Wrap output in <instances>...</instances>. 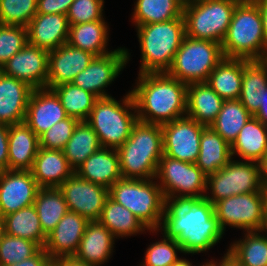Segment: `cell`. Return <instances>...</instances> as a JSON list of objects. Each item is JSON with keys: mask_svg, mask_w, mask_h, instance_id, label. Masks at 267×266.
Segmentation results:
<instances>
[{"mask_svg": "<svg viewBox=\"0 0 267 266\" xmlns=\"http://www.w3.org/2000/svg\"><path fill=\"white\" fill-rule=\"evenodd\" d=\"M261 231H246L243 239L233 242L227 253L239 266H267V237Z\"/></svg>", "mask_w": 267, "mask_h": 266, "instance_id": "37", "label": "cell"}, {"mask_svg": "<svg viewBox=\"0 0 267 266\" xmlns=\"http://www.w3.org/2000/svg\"><path fill=\"white\" fill-rule=\"evenodd\" d=\"M68 210L85 217L88 221L100 219L109 189L103 185L86 181L75 172L59 187Z\"/></svg>", "mask_w": 267, "mask_h": 266, "instance_id": "15", "label": "cell"}, {"mask_svg": "<svg viewBox=\"0 0 267 266\" xmlns=\"http://www.w3.org/2000/svg\"><path fill=\"white\" fill-rule=\"evenodd\" d=\"M74 0H37V13L67 15Z\"/></svg>", "mask_w": 267, "mask_h": 266, "instance_id": "47", "label": "cell"}, {"mask_svg": "<svg viewBox=\"0 0 267 266\" xmlns=\"http://www.w3.org/2000/svg\"><path fill=\"white\" fill-rule=\"evenodd\" d=\"M52 262L49 255L41 248L34 256L25 259L19 263L10 264L6 266H48Z\"/></svg>", "mask_w": 267, "mask_h": 266, "instance_id": "49", "label": "cell"}, {"mask_svg": "<svg viewBox=\"0 0 267 266\" xmlns=\"http://www.w3.org/2000/svg\"><path fill=\"white\" fill-rule=\"evenodd\" d=\"M155 180L159 182L165 198L188 196L201 199L206 193L207 176L195 163L166 155L159 161Z\"/></svg>", "mask_w": 267, "mask_h": 266, "instance_id": "11", "label": "cell"}, {"mask_svg": "<svg viewBox=\"0 0 267 266\" xmlns=\"http://www.w3.org/2000/svg\"><path fill=\"white\" fill-rule=\"evenodd\" d=\"M78 123V119L69 116L55 123L39 137V147L63 151Z\"/></svg>", "mask_w": 267, "mask_h": 266, "instance_id": "45", "label": "cell"}, {"mask_svg": "<svg viewBox=\"0 0 267 266\" xmlns=\"http://www.w3.org/2000/svg\"><path fill=\"white\" fill-rule=\"evenodd\" d=\"M101 224L109 229V231L117 237H127L141 234L145 230L151 233L159 232L158 230H148L144 224L127 208L114 201L110 196L107 197L100 219Z\"/></svg>", "mask_w": 267, "mask_h": 266, "instance_id": "33", "label": "cell"}, {"mask_svg": "<svg viewBox=\"0 0 267 266\" xmlns=\"http://www.w3.org/2000/svg\"><path fill=\"white\" fill-rule=\"evenodd\" d=\"M159 231L175 239L185 254L203 253L216 245L225 233L215 215L214 205L205 198H165Z\"/></svg>", "mask_w": 267, "mask_h": 266, "instance_id": "1", "label": "cell"}, {"mask_svg": "<svg viewBox=\"0 0 267 266\" xmlns=\"http://www.w3.org/2000/svg\"><path fill=\"white\" fill-rule=\"evenodd\" d=\"M130 92L139 121L162 125L186 116L187 85L167 72L138 74Z\"/></svg>", "mask_w": 267, "mask_h": 266, "instance_id": "2", "label": "cell"}, {"mask_svg": "<svg viewBox=\"0 0 267 266\" xmlns=\"http://www.w3.org/2000/svg\"><path fill=\"white\" fill-rule=\"evenodd\" d=\"M252 115L239 99L225 100L215 121L210 125L230 145Z\"/></svg>", "mask_w": 267, "mask_h": 266, "instance_id": "39", "label": "cell"}, {"mask_svg": "<svg viewBox=\"0 0 267 266\" xmlns=\"http://www.w3.org/2000/svg\"><path fill=\"white\" fill-rule=\"evenodd\" d=\"M122 178L155 179L163 153L161 125L137 121L130 137L116 149Z\"/></svg>", "mask_w": 267, "mask_h": 266, "instance_id": "3", "label": "cell"}, {"mask_svg": "<svg viewBox=\"0 0 267 266\" xmlns=\"http://www.w3.org/2000/svg\"><path fill=\"white\" fill-rule=\"evenodd\" d=\"M56 266H94L86 263H81L72 258H61L56 260Z\"/></svg>", "mask_w": 267, "mask_h": 266, "instance_id": "54", "label": "cell"}, {"mask_svg": "<svg viewBox=\"0 0 267 266\" xmlns=\"http://www.w3.org/2000/svg\"><path fill=\"white\" fill-rule=\"evenodd\" d=\"M227 58L262 60L267 53L262 16L254 0H240L221 43Z\"/></svg>", "mask_w": 267, "mask_h": 266, "instance_id": "4", "label": "cell"}, {"mask_svg": "<svg viewBox=\"0 0 267 266\" xmlns=\"http://www.w3.org/2000/svg\"><path fill=\"white\" fill-rule=\"evenodd\" d=\"M101 147L98 135L91 126L86 121H79L63 152L68 164L75 171Z\"/></svg>", "mask_w": 267, "mask_h": 266, "instance_id": "35", "label": "cell"}, {"mask_svg": "<svg viewBox=\"0 0 267 266\" xmlns=\"http://www.w3.org/2000/svg\"><path fill=\"white\" fill-rule=\"evenodd\" d=\"M94 57L92 53L71 47L68 43L49 51L46 88L71 83Z\"/></svg>", "mask_w": 267, "mask_h": 266, "instance_id": "19", "label": "cell"}, {"mask_svg": "<svg viewBox=\"0 0 267 266\" xmlns=\"http://www.w3.org/2000/svg\"><path fill=\"white\" fill-rule=\"evenodd\" d=\"M123 98L122 103L112 96L99 98L86 120L98 135L102 147L117 149L122 146L138 121L131 92Z\"/></svg>", "mask_w": 267, "mask_h": 266, "instance_id": "6", "label": "cell"}, {"mask_svg": "<svg viewBox=\"0 0 267 266\" xmlns=\"http://www.w3.org/2000/svg\"><path fill=\"white\" fill-rule=\"evenodd\" d=\"M205 265H206V263H204L201 266H205ZM171 266H193V265H192V262L190 263V261H188L186 259L179 258Z\"/></svg>", "mask_w": 267, "mask_h": 266, "instance_id": "55", "label": "cell"}, {"mask_svg": "<svg viewBox=\"0 0 267 266\" xmlns=\"http://www.w3.org/2000/svg\"><path fill=\"white\" fill-rule=\"evenodd\" d=\"M34 88L0 71V124L25 122L27 106Z\"/></svg>", "mask_w": 267, "mask_h": 266, "instance_id": "21", "label": "cell"}, {"mask_svg": "<svg viewBox=\"0 0 267 266\" xmlns=\"http://www.w3.org/2000/svg\"><path fill=\"white\" fill-rule=\"evenodd\" d=\"M105 20L81 23L69 26L67 43L74 48L101 56L110 53L108 51V25Z\"/></svg>", "mask_w": 267, "mask_h": 266, "instance_id": "32", "label": "cell"}, {"mask_svg": "<svg viewBox=\"0 0 267 266\" xmlns=\"http://www.w3.org/2000/svg\"><path fill=\"white\" fill-rule=\"evenodd\" d=\"M204 127L187 116L162 124L164 155L196 163Z\"/></svg>", "mask_w": 267, "mask_h": 266, "instance_id": "14", "label": "cell"}, {"mask_svg": "<svg viewBox=\"0 0 267 266\" xmlns=\"http://www.w3.org/2000/svg\"><path fill=\"white\" fill-rule=\"evenodd\" d=\"M240 0H205L185 5L186 36L222 43Z\"/></svg>", "mask_w": 267, "mask_h": 266, "instance_id": "8", "label": "cell"}, {"mask_svg": "<svg viewBox=\"0 0 267 266\" xmlns=\"http://www.w3.org/2000/svg\"><path fill=\"white\" fill-rule=\"evenodd\" d=\"M67 117L59 97L52 89H33L27 106L25 123L38 137Z\"/></svg>", "mask_w": 267, "mask_h": 266, "instance_id": "20", "label": "cell"}, {"mask_svg": "<svg viewBox=\"0 0 267 266\" xmlns=\"http://www.w3.org/2000/svg\"><path fill=\"white\" fill-rule=\"evenodd\" d=\"M48 266H56V260L52 261Z\"/></svg>", "mask_w": 267, "mask_h": 266, "instance_id": "60", "label": "cell"}, {"mask_svg": "<svg viewBox=\"0 0 267 266\" xmlns=\"http://www.w3.org/2000/svg\"><path fill=\"white\" fill-rule=\"evenodd\" d=\"M39 149V137L25 123L9 126L8 170L31 171Z\"/></svg>", "mask_w": 267, "mask_h": 266, "instance_id": "24", "label": "cell"}, {"mask_svg": "<svg viewBox=\"0 0 267 266\" xmlns=\"http://www.w3.org/2000/svg\"><path fill=\"white\" fill-rule=\"evenodd\" d=\"M263 61H264V63L267 65V53H266V55L263 57V59H262Z\"/></svg>", "mask_w": 267, "mask_h": 266, "instance_id": "59", "label": "cell"}, {"mask_svg": "<svg viewBox=\"0 0 267 266\" xmlns=\"http://www.w3.org/2000/svg\"><path fill=\"white\" fill-rule=\"evenodd\" d=\"M104 0H74L67 13L69 26L104 20Z\"/></svg>", "mask_w": 267, "mask_h": 266, "instance_id": "46", "label": "cell"}, {"mask_svg": "<svg viewBox=\"0 0 267 266\" xmlns=\"http://www.w3.org/2000/svg\"><path fill=\"white\" fill-rule=\"evenodd\" d=\"M260 166V179L263 189L267 192V154L259 162Z\"/></svg>", "mask_w": 267, "mask_h": 266, "instance_id": "53", "label": "cell"}, {"mask_svg": "<svg viewBox=\"0 0 267 266\" xmlns=\"http://www.w3.org/2000/svg\"><path fill=\"white\" fill-rule=\"evenodd\" d=\"M207 82L187 85L186 116L200 124L210 126L224 103Z\"/></svg>", "mask_w": 267, "mask_h": 266, "instance_id": "27", "label": "cell"}, {"mask_svg": "<svg viewBox=\"0 0 267 266\" xmlns=\"http://www.w3.org/2000/svg\"><path fill=\"white\" fill-rule=\"evenodd\" d=\"M37 14V0H0V24L27 27Z\"/></svg>", "mask_w": 267, "mask_h": 266, "instance_id": "41", "label": "cell"}, {"mask_svg": "<svg viewBox=\"0 0 267 266\" xmlns=\"http://www.w3.org/2000/svg\"><path fill=\"white\" fill-rule=\"evenodd\" d=\"M49 51L27 43L0 69L7 76L28 83L32 88H46Z\"/></svg>", "mask_w": 267, "mask_h": 266, "instance_id": "17", "label": "cell"}, {"mask_svg": "<svg viewBox=\"0 0 267 266\" xmlns=\"http://www.w3.org/2000/svg\"><path fill=\"white\" fill-rule=\"evenodd\" d=\"M5 234L36 242L41 248L46 242L38 214L33 205L4 216Z\"/></svg>", "mask_w": 267, "mask_h": 266, "instance_id": "36", "label": "cell"}, {"mask_svg": "<svg viewBox=\"0 0 267 266\" xmlns=\"http://www.w3.org/2000/svg\"><path fill=\"white\" fill-rule=\"evenodd\" d=\"M155 179L121 178L109 188V196L130 210L148 230L162 223L165 197Z\"/></svg>", "mask_w": 267, "mask_h": 266, "instance_id": "7", "label": "cell"}, {"mask_svg": "<svg viewBox=\"0 0 267 266\" xmlns=\"http://www.w3.org/2000/svg\"><path fill=\"white\" fill-rule=\"evenodd\" d=\"M267 87V65L263 60L243 59L240 102L254 116L263 104Z\"/></svg>", "mask_w": 267, "mask_h": 266, "instance_id": "28", "label": "cell"}, {"mask_svg": "<svg viewBox=\"0 0 267 266\" xmlns=\"http://www.w3.org/2000/svg\"><path fill=\"white\" fill-rule=\"evenodd\" d=\"M115 238L99 221H89L73 258L81 263L101 266L111 258Z\"/></svg>", "mask_w": 267, "mask_h": 266, "instance_id": "23", "label": "cell"}, {"mask_svg": "<svg viewBox=\"0 0 267 266\" xmlns=\"http://www.w3.org/2000/svg\"><path fill=\"white\" fill-rule=\"evenodd\" d=\"M206 266H239V264L226 252L219 263L211 260L206 263Z\"/></svg>", "mask_w": 267, "mask_h": 266, "instance_id": "52", "label": "cell"}, {"mask_svg": "<svg viewBox=\"0 0 267 266\" xmlns=\"http://www.w3.org/2000/svg\"><path fill=\"white\" fill-rule=\"evenodd\" d=\"M27 43V27L0 24V69Z\"/></svg>", "mask_w": 267, "mask_h": 266, "instance_id": "44", "label": "cell"}, {"mask_svg": "<svg viewBox=\"0 0 267 266\" xmlns=\"http://www.w3.org/2000/svg\"><path fill=\"white\" fill-rule=\"evenodd\" d=\"M231 145L211 126H205L200 139V151L196 165L206 175L216 173L233 159Z\"/></svg>", "mask_w": 267, "mask_h": 266, "instance_id": "29", "label": "cell"}, {"mask_svg": "<svg viewBox=\"0 0 267 266\" xmlns=\"http://www.w3.org/2000/svg\"><path fill=\"white\" fill-rule=\"evenodd\" d=\"M262 189L259 163L231 159L222 169L207 176L204 198L214 205L233 195L260 192Z\"/></svg>", "mask_w": 267, "mask_h": 266, "instance_id": "10", "label": "cell"}, {"mask_svg": "<svg viewBox=\"0 0 267 266\" xmlns=\"http://www.w3.org/2000/svg\"><path fill=\"white\" fill-rule=\"evenodd\" d=\"M254 117H256L263 125L267 126V87L264 92L263 104H261Z\"/></svg>", "mask_w": 267, "mask_h": 266, "instance_id": "50", "label": "cell"}, {"mask_svg": "<svg viewBox=\"0 0 267 266\" xmlns=\"http://www.w3.org/2000/svg\"><path fill=\"white\" fill-rule=\"evenodd\" d=\"M132 21L135 27L159 23L183 17L184 5L181 0H136Z\"/></svg>", "mask_w": 267, "mask_h": 266, "instance_id": "38", "label": "cell"}, {"mask_svg": "<svg viewBox=\"0 0 267 266\" xmlns=\"http://www.w3.org/2000/svg\"><path fill=\"white\" fill-rule=\"evenodd\" d=\"M40 249L36 242L5 234L0 242V266L19 263L34 256Z\"/></svg>", "mask_w": 267, "mask_h": 266, "instance_id": "42", "label": "cell"}, {"mask_svg": "<svg viewBox=\"0 0 267 266\" xmlns=\"http://www.w3.org/2000/svg\"><path fill=\"white\" fill-rule=\"evenodd\" d=\"M31 172L40 188H58L74 170L62 150L39 147Z\"/></svg>", "mask_w": 267, "mask_h": 266, "instance_id": "25", "label": "cell"}, {"mask_svg": "<svg viewBox=\"0 0 267 266\" xmlns=\"http://www.w3.org/2000/svg\"><path fill=\"white\" fill-rule=\"evenodd\" d=\"M88 222L85 217L68 210L46 237L43 248L52 261L76 254Z\"/></svg>", "mask_w": 267, "mask_h": 266, "instance_id": "18", "label": "cell"}, {"mask_svg": "<svg viewBox=\"0 0 267 266\" xmlns=\"http://www.w3.org/2000/svg\"><path fill=\"white\" fill-rule=\"evenodd\" d=\"M263 231H264V232H267V197H266V200H265L264 223H263L261 232L263 233ZM265 235H266V237H267V233H265Z\"/></svg>", "mask_w": 267, "mask_h": 266, "instance_id": "56", "label": "cell"}, {"mask_svg": "<svg viewBox=\"0 0 267 266\" xmlns=\"http://www.w3.org/2000/svg\"><path fill=\"white\" fill-rule=\"evenodd\" d=\"M4 235H5V221H4V216L0 214V242L2 241Z\"/></svg>", "mask_w": 267, "mask_h": 266, "instance_id": "57", "label": "cell"}, {"mask_svg": "<svg viewBox=\"0 0 267 266\" xmlns=\"http://www.w3.org/2000/svg\"><path fill=\"white\" fill-rule=\"evenodd\" d=\"M232 157L259 163L267 154V126L252 116L231 145Z\"/></svg>", "mask_w": 267, "mask_h": 266, "instance_id": "30", "label": "cell"}, {"mask_svg": "<svg viewBox=\"0 0 267 266\" xmlns=\"http://www.w3.org/2000/svg\"><path fill=\"white\" fill-rule=\"evenodd\" d=\"M243 59L224 57L210 73L207 84L224 100L239 99Z\"/></svg>", "mask_w": 267, "mask_h": 266, "instance_id": "31", "label": "cell"}, {"mask_svg": "<svg viewBox=\"0 0 267 266\" xmlns=\"http://www.w3.org/2000/svg\"><path fill=\"white\" fill-rule=\"evenodd\" d=\"M223 58L221 43L185 36L167 73L186 85L206 82Z\"/></svg>", "mask_w": 267, "mask_h": 266, "instance_id": "9", "label": "cell"}, {"mask_svg": "<svg viewBox=\"0 0 267 266\" xmlns=\"http://www.w3.org/2000/svg\"><path fill=\"white\" fill-rule=\"evenodd\" d=\"M41 228L47 236L68 212V207L59 188H40L34 201Z\"/></svg>", "mask_w": 267, "mask_h": 266, "instance_id": "34", "label": "cell"}, {"mask_svg": "<svg viewBox=\"0 0 267 266\" xmlns=\"http://www.w3.org/2000/svg\"><path fill=\"white\" fill-rule=\"evenodd\" d=\"M27 31L29 44L47 51L55 50L68 41L67 15L37 13L27 26Z\"/></svg>", "mask_w": 267, "mask_h": 266, "instance_id": "22", "label": "cell"}, {"mask_svg": "<svg viewBox=\"0 0 267 266\" xmlns=\"http://www.w3.org/2000/svg\"><path fill=\"white\" fill-rule=\"evenodd\" d=\"M39 189L31 171L0 172V214L6 216L33 205Z\"/></svg>", "mask_w": 267, "mask_h": 266, "instance_id": "16", "label": "cell"}, {"mask_svg": "<svg viewBox=\"0 0 267 266\" xmlns=\"http://www.w3.org/2000/svg\"><path fill=\"white\" fill-rule=\"evenodd\" d=\"M183 5H189V4H192V3H196V2H199V1H205V0H181Z\"/></svg>", "mask_w": 267, "mask_h": 266, "instance_id": "58", "label": "cell"}, {"mask_svg": "<svg viewBox=\"0 0 267 266\" xmlns=\"http://www.w3.org/2000/svg\"><path fill=\"white\" fill-rule=\"evenodd\" d=\"M79 177L108 189L122 178L116 149L101 147L75 171Z\"/></svg>", "mask_w": 267, "mask_h": 266, "instance_id": "26", "label": "cell"}, {"mask_svg": "<svg viewBox=\"0 0 267 266\" xmlns=\"http://www.w3.org/2000/svg\"><path fill=\"white\" fill-rule=\"evenodd\" d=\"M177 252L183 253L175 239L167 238L150 244L145 252V259L140 266H171L179 259Z\"/></svg>", "mask_w": 267, "mask_h": 266, "instance_id": "43", "label": "cell"}, {"mask_svg": "<svg viewBox=\"0 0 267 266\" xmlns=\"http://www.w3.org/2000/svg\"><path fill=\"white\" fill-rule=\"evenodd\" d=\"M260 9L263 22V30L265 35V40L267 43V0H254Z\"/></svg>", "mask_w": 267, "mask_h": 266, "instance_id": "51", "label": "cell"}, {"mask_svg": "<svg viewBox=\"0 0 267 266\" xmlns=\"http://www.w3.org/2000/svg\"><path fill=\"white\" fill-rule=\"evenodd\" d=\"M130 55L127 48L120 47L108 54L95 56L90 64L75 76L72 83L98 98L110 97L105 88L123 71Z\"/></svg>", "mask_w": 267, "mask_h": 266, "instance_id": "13", "label": "cell"}, {"mask_svg": "<svg viewBox=\"0 0 267 266\" xmlns=\"http://www.w3.org/2000/svg\"><path fill=\"white\" fill-rule=\"evenodd\" d=\"M136 28L141 49L139 74L167 72L186 36L184 17Z\"/></svg>", "mask_w": 267, "mask_h": 266, "instance_id": "5", "label": "cell"}, {"mask_svg": "<svg viewBox=\"0 0 267 266\" xmlns=\"http://www.w3.org/2000/svg\"><path fill=\"white\" fill-rule=\"evenodd\" d=\"M52 90L59 97L61 104L69 117L86 121L99 99L89 91L83 90L71 83H63Z\"/></svg>", "mask_w": 267, "mask_h": 266, "instance_id": "40", "label": "cell"}, {"mask_svg": "<svg viewBox=\"0 0 267 266\" xmlns=\"http://www.w3.org/2000/svg\"><path fill=\"white\" fill-rule=\"evenodd\" d=\"M267 192L233 195L214 204L215 215L221 229L226 226L244 229V231H261L264 223V209Z\"/></svg>", "mask_w": 267, "mask_h": 266, "instance_id": "12", "label": "cell"}, {"mask_svg": "<svg viewBox=\"0 0 267 266\" xmlns=\"http://www.w3.org/2000/svg\"><path fill=\"white\" fill-rule=\"evenodd\" d=\"M9 126L0 124V172L8 170Z\"/></svg>", "mask_w": 267, "mask_h": 266, "instance_id": "48", "label": "cell"}]
</instances>
